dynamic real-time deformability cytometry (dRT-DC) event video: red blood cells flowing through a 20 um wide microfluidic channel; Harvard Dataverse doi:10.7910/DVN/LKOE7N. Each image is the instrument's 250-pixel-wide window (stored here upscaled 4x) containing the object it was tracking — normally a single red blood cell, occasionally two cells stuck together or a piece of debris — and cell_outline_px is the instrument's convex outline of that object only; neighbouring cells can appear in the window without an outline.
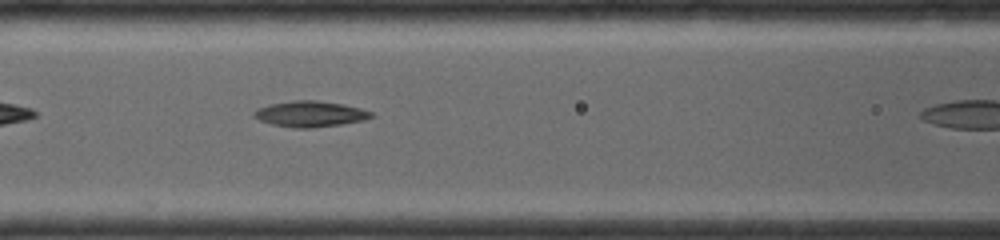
{"species": "common noctule bat (a hibernating species)", "species_latin": "Nyctalus noctula", "temperature_condition": "room temperature", "stored_images_in_passage": 6, "segment_of_instrument_passage": [1, 2], "camera_frame_rate_fps": 4000, "um_per_image_px": 0.085, "animal": {"sex": "female", "body_mass_g": 19.0, "forearm_length_mm": 56.7}, "frame": {"image": 1, "passage_image": 5, "time_ms": 3.0, "image_size_px": [1000, 240], "cell_outline_px": [[376, 116], [364, 120], [340, 124], [312, 128], [296, 128], [272, 124], [260, 120], [252, 116], [252, 112], [256, 108], [268, 104], [292, 100], [316, 100], [344, 104], [360, 108], [372, 112]], "centroid_in_image_um": [26.34, 9.67], "position_along_channel_um": 140.3, "area_um2": 17.8}}